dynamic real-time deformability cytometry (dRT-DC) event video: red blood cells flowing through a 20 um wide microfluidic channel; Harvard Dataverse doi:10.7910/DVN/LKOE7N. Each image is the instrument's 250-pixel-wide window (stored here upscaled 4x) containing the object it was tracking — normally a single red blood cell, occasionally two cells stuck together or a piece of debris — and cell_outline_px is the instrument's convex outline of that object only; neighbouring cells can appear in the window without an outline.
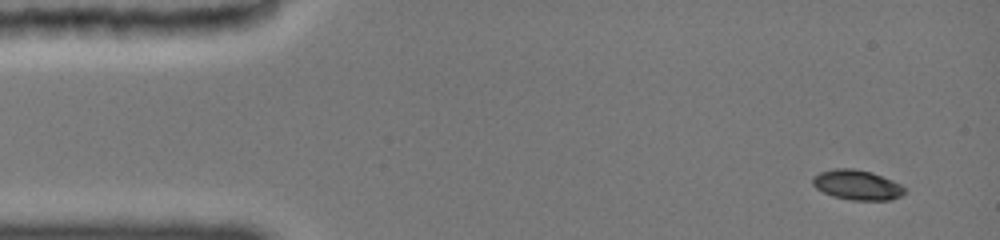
{"species": "common noctule bat (a hibernating species)", "species_latin": "Nyctalus noctula", "temperature_condition": "cold", "stored_images_in_passage": 32, "camera_frame_rate_fps": 3000, "um_per_image_px": 0.085, "animal": {"sex": "female", "body_mass_g": 19.0, "forearm_length_mm": 51.5}, "frame": {"image": 1, "passage_image": 1, "time_ms": 0.0, "image_size_px": [1000, 240], "cell_outline_px": [[904, 192], [900, 196], [888, 200], [852, 200], [832, 196], [816, 188], [812, 184], [812, 176], [820, 172], [832, 168], [852, 168], [872, 172], [892, 180], [900, 184], [904, 188]], "centroid_in_image_um": [72.81, 15.7], "position_along_channel_um": 12.2, "area_um2": 16.01}}
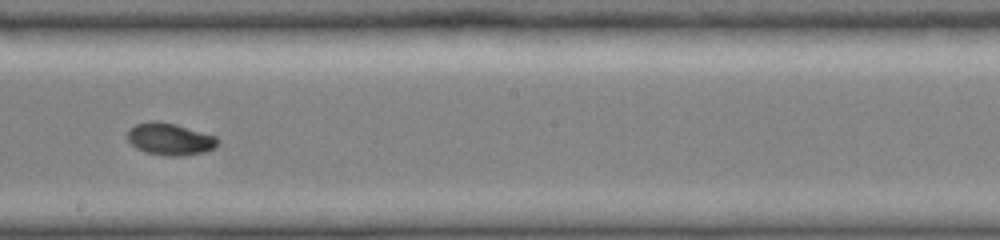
{"frame": {"image": 2, "passage_image": 19, "time_ms": 8.333, "image_size_px": [1000, 240], "cell_outline_px": [[216, 148], [204, 152], [180, 156], [164, 156], [144, 152], [136, 148], [128, 140], [128, 132], [136, 124], [156, 120], [176, 124], [216, 136]], "centroid_in_image_um": [14.44, 11.83], "position_along_channel_um": 233.8, "area_um2": 16.76}}
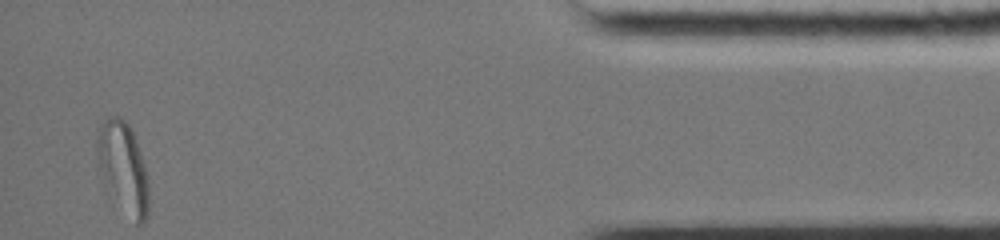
{"frame": {"image": 3, "passage_image": 32, "time_ms": 14.667, "image_size_px": [1000, 240], "cell_outline_px": [[148, 216], [144, 224], [136, 224], [104, 188], [96, 148], [96, 128], [108, 116], [120, 116], [132, 128], [144, 164], [148, 180]], "centroid_in_image_um": [10.45, 14.23], "position_along_channel_um": 424.8, "area_um2": 27.8}, "authors_computed_cell_mechanics": {"area_um2": 16.6753, "velocity_mm_per_s": 3.8655, "shape_relaxation_time_tau1_ms": 4.4677, "shape_relaxation_time_tau2_ms": 4.663, "deformation_change_tau1": 0.1724, "deformation_change_tau2": 0.0494}}